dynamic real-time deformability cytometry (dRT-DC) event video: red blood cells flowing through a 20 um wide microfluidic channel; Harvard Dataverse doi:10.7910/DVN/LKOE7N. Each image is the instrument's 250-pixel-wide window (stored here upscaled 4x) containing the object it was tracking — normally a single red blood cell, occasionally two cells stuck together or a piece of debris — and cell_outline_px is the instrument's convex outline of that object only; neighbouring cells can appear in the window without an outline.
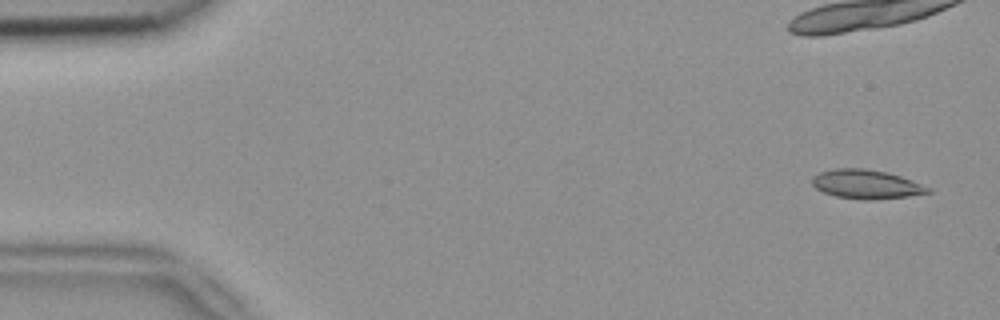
{"species": "common noctule bat (a hibernating species)", "species_latin": "Nyctalus noctula", "temperature_condition": "room temperature", "stored_images_in_passage": 6, "camera_frame_rate_fps": 3000, "um_per_image_px": 0.085, "animal": {"sex": "female", "body_mass_g": 18.4}, "frame": {"image": 1, "passage_image": 1, "time_ms": 0.0, "image_size_px": [1000, 320], "cell_outline_px": [[932, 192], [908, 196], [872, 200], [860, 200], [836, 196], [824, 192], [816, 188], [812, 184], [812, 176], [820, 172], [836, 168], [864, 168], [888, 172], [912, 180], [932, 188]], "centroid_in_image_um": [73.65, 15.66], "position_along_channel_um": 11.4, "area_um2": 19.71}}